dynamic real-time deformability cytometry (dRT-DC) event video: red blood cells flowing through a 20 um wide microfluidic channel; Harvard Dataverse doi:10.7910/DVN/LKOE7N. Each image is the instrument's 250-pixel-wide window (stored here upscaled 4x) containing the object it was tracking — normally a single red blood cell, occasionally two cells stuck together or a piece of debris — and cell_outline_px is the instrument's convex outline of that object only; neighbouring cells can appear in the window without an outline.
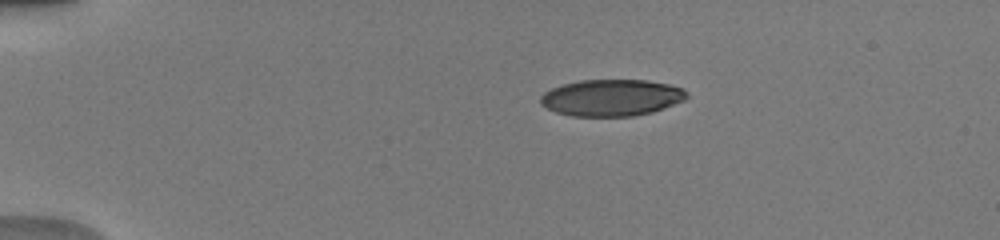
{"species": "human", "species_latin": "Homo sapiens", "temperature_condition": "warm", "stored_images_in_passage": 42, "camera_frame_rate_fps": 3000, "um_per_image_px": 0.085, "donor": {"sex": "male"}, "frame": {"image": 1, "passage_image": 2, "time_ms": 0.333, "image_size_px": [1000, 240], "cell_outline_px": [[688, 96], [684, 100], [652, 112], [632, 116], [572, 116], [556, 112], [540, 104], [540, 96], [544, 92], [552, 88], [564, 84], [580, 80], [648, 80], [668, 84], [680, 88], [688, 92]], "centroid_in_image_um": [51.96, 8.3], "position_along_channel_um": 33.0, "area_um2": 31.1}}
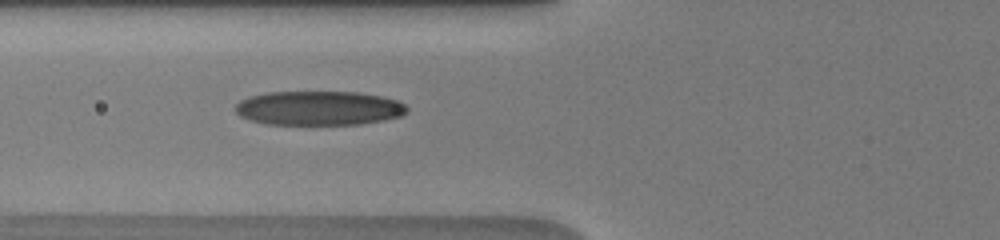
{"frame": {"image": 2, "passage_image": 12, "time_ms": 3.667, "image_size_px": [1000, 240], "cell_outline_px": [[408, 112], [400, 116], [384, 120], [360, 124], [268, 124], [248, 120], [240, 116], [236, 112], [236, 104], [240, 100], [248, 96], [268, 92], [356, 92], [380, 96], [400, 100], [408, 108]], "centroid_in_image_um": [27.1, 9.19], "position_along_channel_um": 98.7, "area_um2": 34.39}}
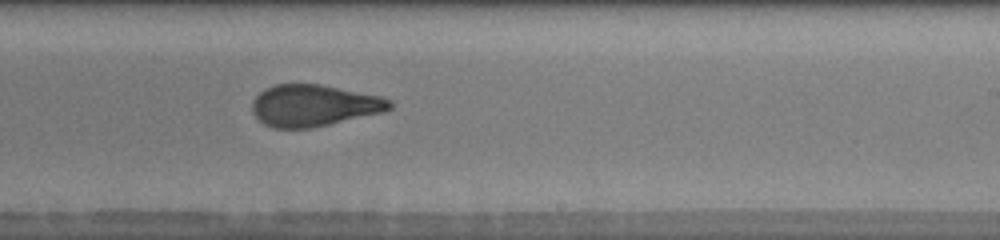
{"frame": {"image": 3, "passage_image": 24, "time_ms": 7.667, "image_size_px": [1000, 240], "cell_outline_px": [[392, 108], [384, 112], [312, 128], [272, 128], [264, 124], [252, 112], [252, 100], [264, 88], [276, 84], [320, 84], [380, 96], [392, 100]], "centroid_in_image_um": [26.67, 8.97], "position_along_channel_um": 262.3, "area_um2": 33.47}, "authors_computed_cell_mechanics": {"area_um2": 33.4373, "velocity_mm_per_s": 4.0799, "shape_relaxation_time_tau1_ms": 4.7994, "shape_relaxation_time_tau2_ms": 1.3501, "deformation_change_tau1": 0.2257, "deformation_change_tau2": 0.0965}}